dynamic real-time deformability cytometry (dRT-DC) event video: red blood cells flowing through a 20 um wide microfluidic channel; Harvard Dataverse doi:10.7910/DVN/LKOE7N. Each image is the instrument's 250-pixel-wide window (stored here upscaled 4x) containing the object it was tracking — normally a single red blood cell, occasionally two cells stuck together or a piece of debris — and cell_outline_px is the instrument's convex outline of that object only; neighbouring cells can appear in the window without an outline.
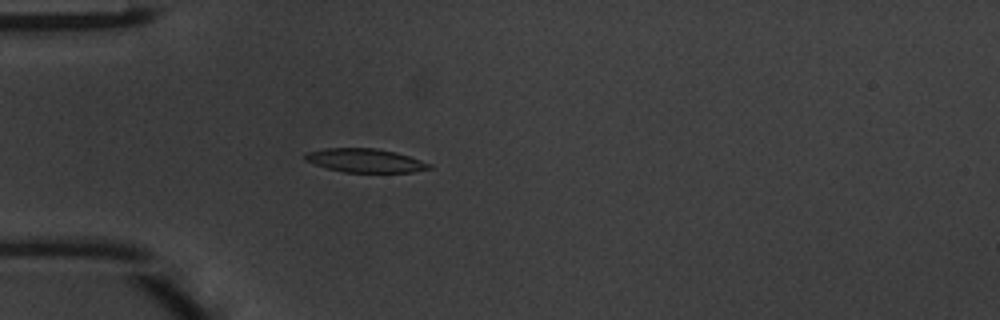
{"species": "common noctule bat (a hibernating species)", "species_latin": "Nyctalus noctula", "temperature_condition": "warm", "stored_images_in_passage": 46, "camera_frame_rate_fps": 3000, "um_per_image_px": 0.085, "animal": {"sex": "male", "body_mass_g": 20.1, "forearm_length_mm": 53.5}, "frame": {"image": 1, "passage_image": 12, "time_ms": 3.667, "image_size_px": [1000, 320], "cell_outline_px": [[432, 168], [412, 172], [344, 172], [328, 168], [304, 160], [304, 152], [324, 148], [376, 148], [396, 152], [432, 164]], "centroid_in_image_um": [31.02, 13.63], "position_along_channel_um": 54.0, "area_um2": 17.11}}
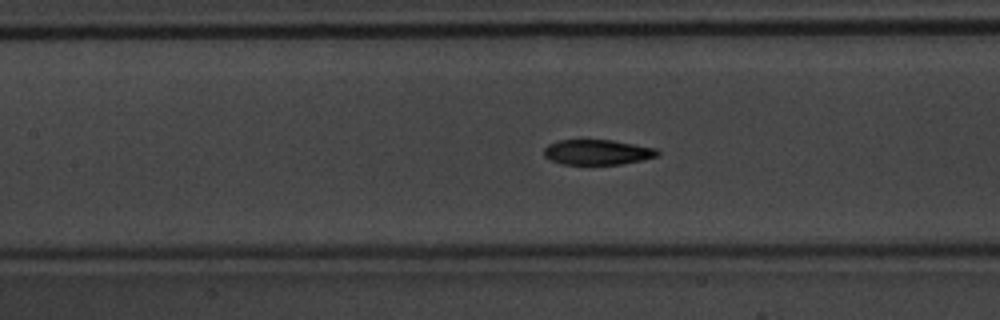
{"frame": {"image": 2, "passage_image": 20, "time_ms": 6.333, "image_size_px": [1000, 320], "cell_outline_px": [[660, 152], [656, 156], [640, 160], [620, 164], [560, 164], [544, 156], [544, 148], [548, 144], [556, 140], [612, 140], [656, 148]], "centroid_in_image_um": [50.74, 12.93], "position_along_channel_um": 156.7, "area_um2": 16.53}}
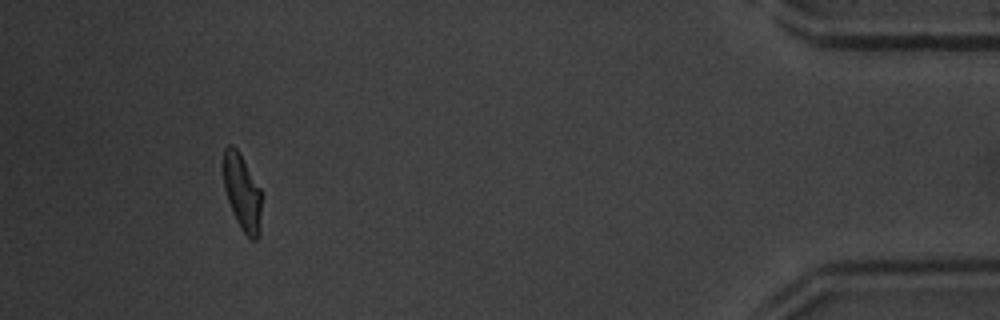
{"frame": {"image": 3, "passage_image": 43, "time_ms": 14.0, "image_size_px": [1000, 320], "cell_outline_px": [[260, 232], [256, 240], [252, 240], [240, 228], [232, 212], [224, 188], [220, 164], [224, 148], [228, 144], [232, 144], [236, 148], [260, 188]], "centroid_in_image_um": [20.52, 16.29], "position_along_channel_um": 414.7, "area_um2": 17.17}, "authors_computed_cell_mechanics": {"area_um2": 17.3111, "velocity_mm_per_s": 4.1663, "shape_relaxation_time_tau1_ms": 3.2711, "shape_relaxation_time_tau2_ms": 2.1389, "deformation_change_tau1": 0.1581, "deformation_change_tau2": 0.0803}}